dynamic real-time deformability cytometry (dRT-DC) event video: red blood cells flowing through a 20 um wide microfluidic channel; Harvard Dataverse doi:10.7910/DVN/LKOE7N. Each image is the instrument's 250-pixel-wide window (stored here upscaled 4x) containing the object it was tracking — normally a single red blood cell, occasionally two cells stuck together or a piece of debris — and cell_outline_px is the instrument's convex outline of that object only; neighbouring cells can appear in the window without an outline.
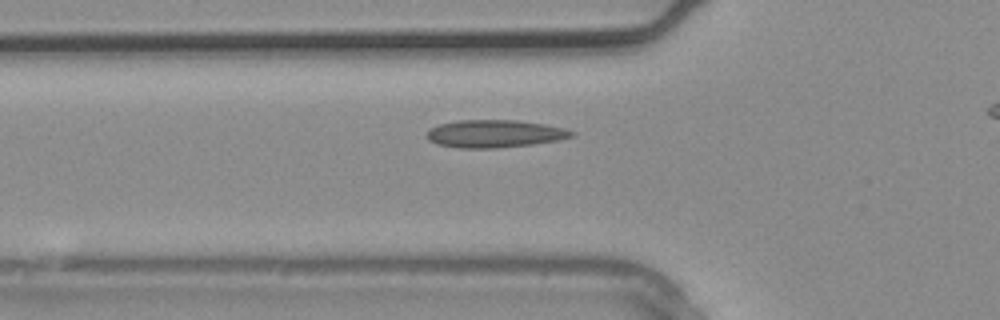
{"species": "common noctule bat (a hibernating species)", "species_latin": "Nyctalus noctula", "temperature_condition": "warm", "stored_images_in_passage": 5, "camera_frame_rate_fps": 3000, "um_per_image_px": 0.085, "animal": {"sex": "male", "body_mass_g": 20.4}, "frame": {"image": 1, "passage_image": 4, "time_ms": 1.0, "image_size_px": [1000, 320], "cell_outline_px": [[576, 132], [572, 136], [556, 140], [532, 144], [496, 148], [456, 148], [436, 144], [428, 140], [428, 132], [432, 128], [440, 124], [456, 120], [516, 120], [544, 124], [564, 128]], "centroid_in_image_um": [42.02, 11.36], "position_along_channel_um": 83.8, "area_um2": 23.18}}